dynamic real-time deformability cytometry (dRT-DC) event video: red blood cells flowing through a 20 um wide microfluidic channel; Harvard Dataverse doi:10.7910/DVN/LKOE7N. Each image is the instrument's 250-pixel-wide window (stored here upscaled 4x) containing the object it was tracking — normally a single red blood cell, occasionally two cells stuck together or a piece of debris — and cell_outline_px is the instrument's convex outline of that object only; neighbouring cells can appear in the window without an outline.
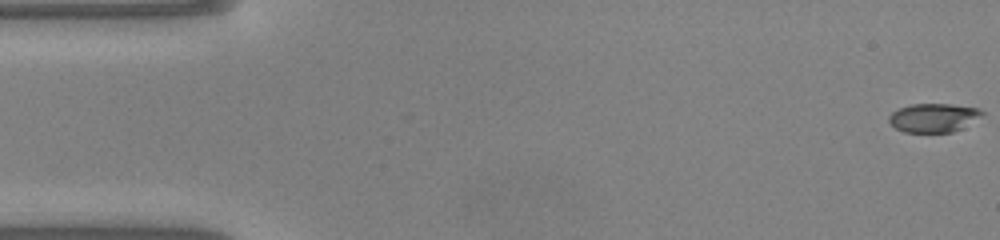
{"species": "common noctule bat (a hibernating species)", "species_latin": "Nyctalus noctula", "temperature_condition": "warm", "stored_images_in_passage": 14, "camera_frame_rate_fps": 3000, "um_per_image_px": 0.085, "animal": {"sex": "male", "body_mass_g": 20.0, "forearm_length_mm": 53.3}, "frame": {"image": 1, "passage_image": 1, "time_ms": 0.0, "image_size_px": [1000, 240], "cell_outline_px": [[984, 112], [980, 116], [960, 128], [952, 132], [904, 132], [896, 128], [888, 120], [888, 116], [896, 108], [912, 104], [952, 104], [980, 108]], "centroid_in_image_um": [79.3, 9.99], "position_along_channel_um": 5.7, "area_um2": 15.49}}